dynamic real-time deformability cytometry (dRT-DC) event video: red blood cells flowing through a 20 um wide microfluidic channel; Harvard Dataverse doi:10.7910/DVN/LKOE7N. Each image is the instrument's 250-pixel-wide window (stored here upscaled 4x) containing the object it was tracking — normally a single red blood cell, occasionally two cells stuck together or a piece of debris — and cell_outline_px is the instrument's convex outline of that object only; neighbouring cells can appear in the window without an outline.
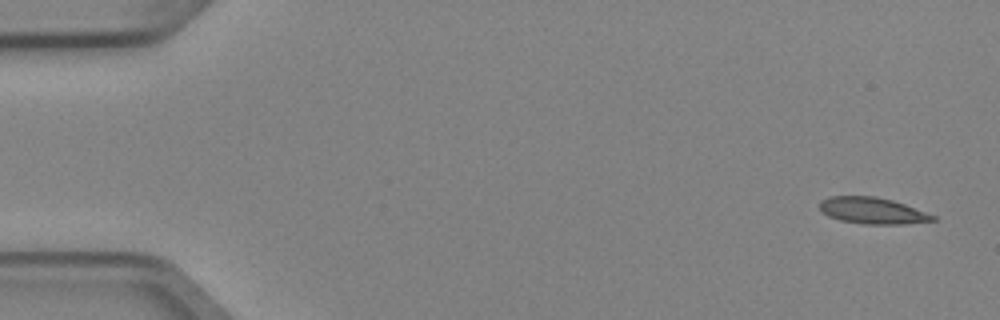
{"species": "Egyptian fruit bat (a non-hibernating species)", "species_latin": "Rousettus aegyptiacus", "temperature_condition": "cold", "stored_images_in_passage": 7, "camera_frame_rate_fps": 3000, "um_per_image_px": 0.085, "animal": {"sex": "female"}, "frame": {"image": 1, "passage_image": 1, "time_ms": 0.0, "image_size_px": [1000, 320], "cell_outline_px": [[936, 220], [904, 224], [864, 224], [840, 220], [828, 216], [820, 208], [820, 200], [828, 196], [876, 196], [892, 200], [904, 204], [936, 216]], "centroid_in_image_um": [74.14, 17.9], "position_along_channel_um": 10.9, "area_um2": 17.34}}
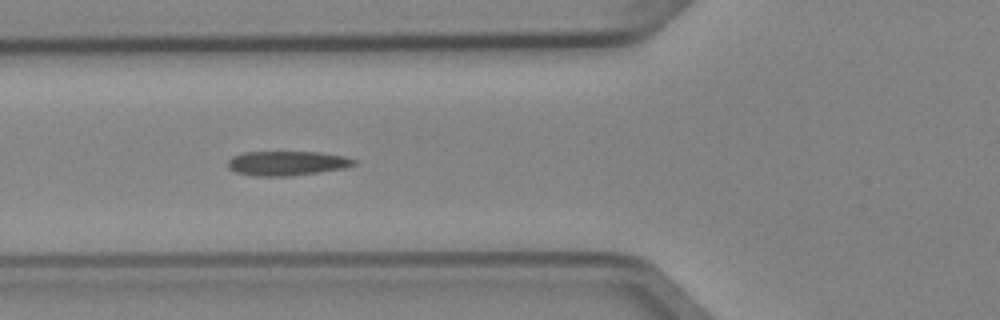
{"frame": {"image": 2, "passage_image": 6, "time_ms": 1.667, "image_size_px": [1000, 320], "cell_outline_px": [[356, 164], [344, 168], [320, 172], [288, 176], [256, 176], [236, 172], [228, 168], [228, 160], [232, 156], [244, 152], [320, 152], [344, 156], [356, 160]], "centroid_in_image_um": [24.39, 13.87], "position_along_channel_um": 101.4, "area_um2": 17.98}}
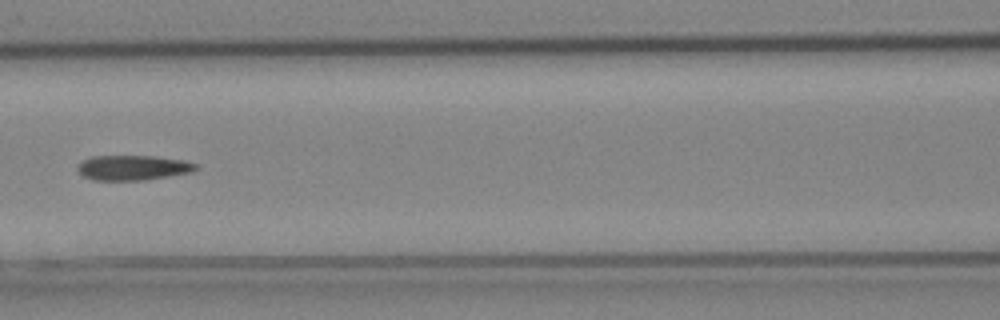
{"frame": {"image": 3, "passage_image": 7, "time_ms": 2.0, "image_size_px": [1000, 320], "cell_outline_px": [[200, 168], [192, 172], [144, 180], [92, 180], [84, 176], [76, 168], [76, 164], [92, 156], [152, 156], [184, 160], [196, 164]], "centroid_in_image_um": [11.29, 14.25], "position_along_channel_um": 155.3, "area_um2": 17.22}}